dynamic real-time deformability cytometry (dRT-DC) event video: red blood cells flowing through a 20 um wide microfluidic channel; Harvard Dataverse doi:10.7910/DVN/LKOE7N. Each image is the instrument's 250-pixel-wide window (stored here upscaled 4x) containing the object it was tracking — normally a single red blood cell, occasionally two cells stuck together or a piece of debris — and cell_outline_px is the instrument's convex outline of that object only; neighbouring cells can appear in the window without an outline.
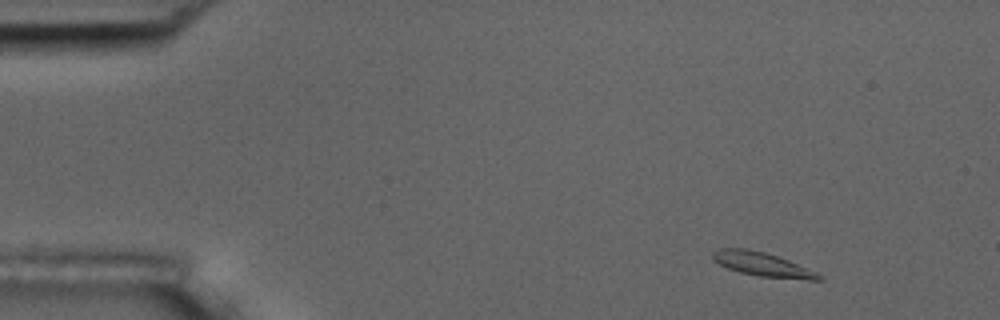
{"species": "common noctule bat (a hibernating species)", "species_latin": "Nyctalus noctula", "temperature_condition": "room temperature", "stored_images_in_passage": 4, "camera_frame_rate_fps": 3000, "um_per_image_px": 0.085, "animal": {"sex": "male", "body_mass_g": 17.5, "forearm_length_mm": 52.3}, "frame": {"image": 1, "passage_image": 1, "time_ms": 0.0, "image_size_px": [1000, 320], "cell_outline_px": [[824, 280], [808, 280], [760, 276], [740, 272], [728, 268], [712, 260], [712, 252], [720, 248], [748, 248], [764, 252], [788, 260], [816, 272], [824, 276]], "centroid_in_image_um": [64.8, 22.47], "position_along_channel_um": 20.2, "area_um2": 14.74}}
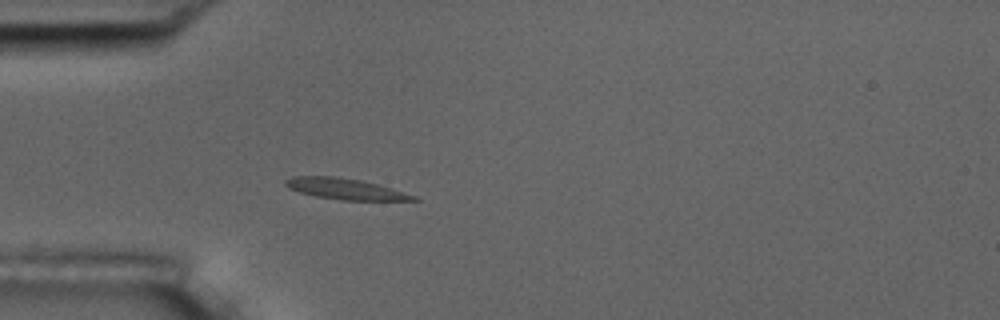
{"frame": {"image": 2, "passage_image": 4, "time_ms": 3.333, "image_size_px": [1000, 320], "cell_outline_px": [[420, 200], [340, 200], [316, 196], [300, 192], [288, 188], [284, 184], [284, 180], [292, 176], [336, 176], [360, 180], [376, 184], [416, 196]], "centroid_in_image_um": [29.27, 16.05], "position_along_channel_um": 55.7, "area_um2": 15.43}}